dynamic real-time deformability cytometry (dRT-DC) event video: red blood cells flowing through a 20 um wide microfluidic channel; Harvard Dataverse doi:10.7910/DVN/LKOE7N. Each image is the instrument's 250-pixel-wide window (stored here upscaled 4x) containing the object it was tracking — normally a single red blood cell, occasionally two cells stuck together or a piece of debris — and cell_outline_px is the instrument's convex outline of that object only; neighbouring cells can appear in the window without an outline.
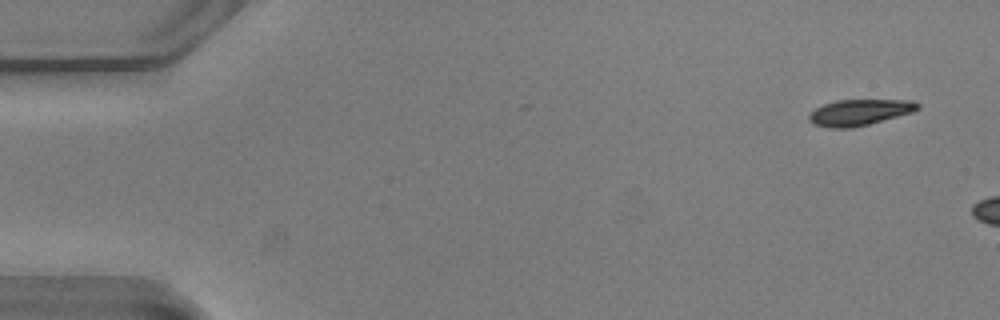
{"species": "common noctule bat (a hibernating species)", "species_latin": "Nyctalus noctula", "temperature_condition": "warm", "stored_images_in_passage": 7, "camera_frame_rate_fps": 3000, "um_per_image_px": 0.085, "animal": {"sex": "male", "body_mass_g": 20.5, "forearm_length_mm": 52.5}, "frame": {"image": 1, "passage_image": 3, "time_ms": 0.667, "image_size_px": [1000, 320], "cell_outline_px": [[920, 108], [912, 112], [868, 124], [852, 128], [832, 128], [812, 124], [808, 120], [808, 116], [816, 108], [824, 104], [836, 100], [912, 100], [920, 104]], "centroid_in_image_um": [73.05, 9.55], "position_along_channel_um": 12.0, "area_um2": 16.42}}